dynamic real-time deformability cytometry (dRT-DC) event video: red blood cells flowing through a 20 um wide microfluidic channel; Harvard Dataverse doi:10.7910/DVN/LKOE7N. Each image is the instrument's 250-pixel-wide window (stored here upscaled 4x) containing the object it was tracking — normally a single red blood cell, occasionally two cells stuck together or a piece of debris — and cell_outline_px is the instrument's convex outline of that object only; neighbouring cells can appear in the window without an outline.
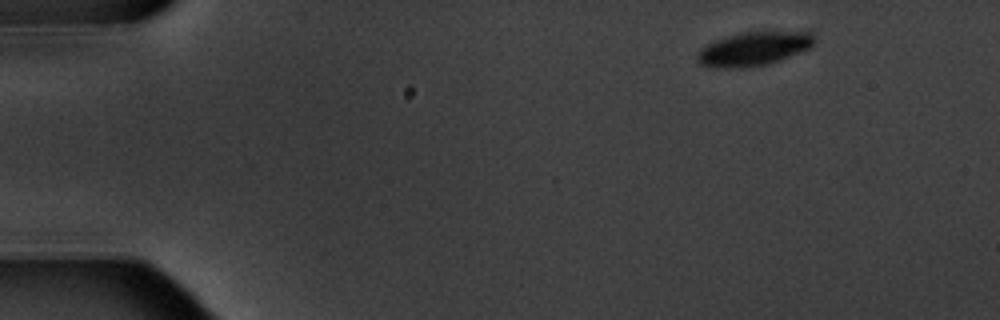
{"species": "common noctule bat (a hibernating species)", "species_latin": "Nyctalus noctula", "temperature_condition": "warm", "stored_images_in_passage": 4, "camera_frame_rate_fps": 3000, "um_per_image_px": 0.085, "animal": {"sex": "male", "body_mass_g": 20.1, "forearm_length_mm": 53.5}, "frame": {"image": 1, "passage_image": 1, "time_ms": 0.0, "image_size_px": [1000, 320], "cell_outline_px": [[816, 44], [812, 48], [780, 60], [768, 64], [748, 68], [708, 68], [700, 64], [696, 60], [696, 56], [700, 48], [716, 40], [740, 32], [812, 32], [816, 36]], "centroid_in_image_um": [64.08, 4.17], "position_along_channel_um": 20.9, "area_um2": 23.52}}
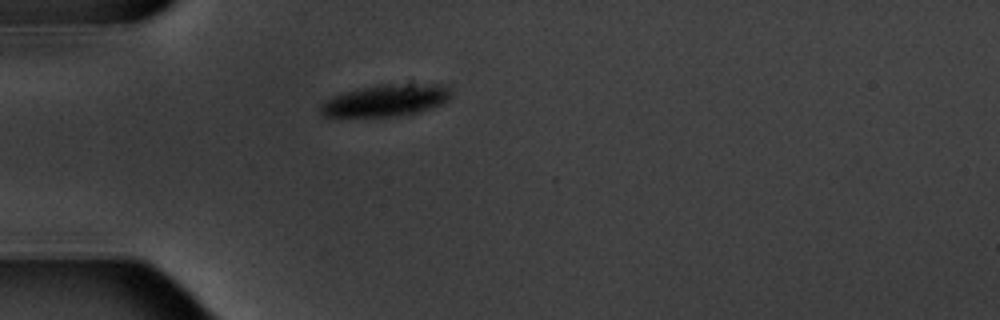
{"frame": {"image": 2, "passage_image": 4, "time_ms": 3.333, "image_size_px": [1000, 320], "cell_outline_px": [[452, 96], [448, 100], [432, 108], [420, 112], [396, 116], [324, 116], [320, 112], [320, 104], [332, 96], [344, 92], [376, 84], [408, 80], [412, 80], [448, 84], [452, 92]], "centroid_in_image_um": [32.94, 8.45], "position_along_channel_um": 52.1, "area_um2": 25.49}}